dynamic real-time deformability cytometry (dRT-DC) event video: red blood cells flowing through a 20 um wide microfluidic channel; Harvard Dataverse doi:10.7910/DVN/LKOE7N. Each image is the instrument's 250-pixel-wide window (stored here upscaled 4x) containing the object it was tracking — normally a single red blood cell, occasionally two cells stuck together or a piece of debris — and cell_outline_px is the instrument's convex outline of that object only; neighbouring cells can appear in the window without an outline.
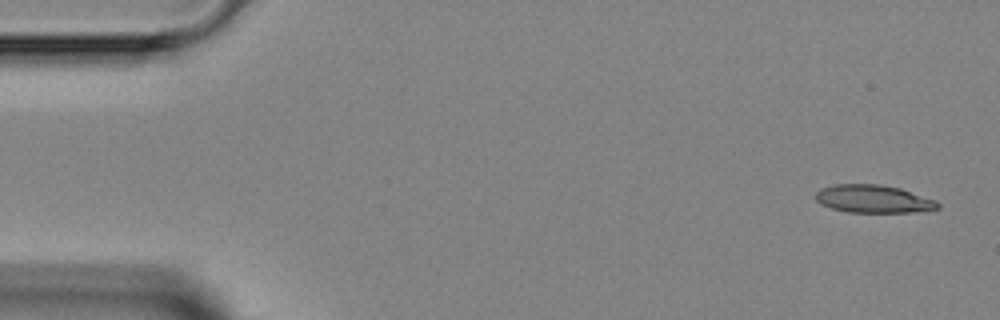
{"species": "Egyptian fruit bat (a non-hibernating species)", "species_latin": "Rousettus aegyptiacus", "temperature_condition": "room temperature", "stored_images_in_passage": 5, "camera_frame_rate_fps": 3000, "um_per_image_px": 0.085, "animal": {"sex": "female"}, "frame": {"image": 1, "passage_image": 1, "time_ms": 0.0, "image_size_px": [1000, 320], "cell_outline_px": [[940, 208], [928, 212], [848, 212], [832, 208], [820, 204], [816, 200], [816, 192], [820, 188], [832, 184], [880, 184], [900, 188], [936, 200], [940, 204]], "centroid_in_image_um": [74.27, 16.91], "position_along_channel_um": 10.7, "area_um2": 20.11}}
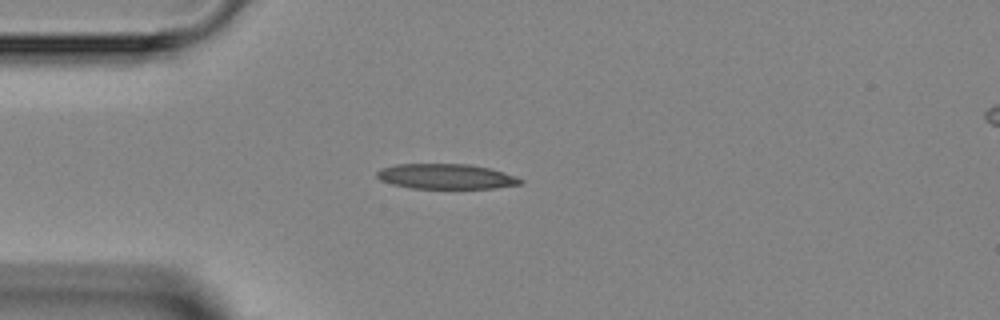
{"frame": {"image": 2, "passage_image": 4, "time_ms": 3.333, "image_size_px": [1000, 320], "cell_outline_px": [[524, 180], [520, 184], [492, 188], [412, 188], [392, 184], [380, 180], [376, 176], [376, 172], [380, 168], [396, 164], [468, 164], [488, 168], [504, 172], [516, 176]], "centroid_in_image_um": [37.88, 14.99], "position_along_channel_um": 47.1, "area_um2": 20.92}}